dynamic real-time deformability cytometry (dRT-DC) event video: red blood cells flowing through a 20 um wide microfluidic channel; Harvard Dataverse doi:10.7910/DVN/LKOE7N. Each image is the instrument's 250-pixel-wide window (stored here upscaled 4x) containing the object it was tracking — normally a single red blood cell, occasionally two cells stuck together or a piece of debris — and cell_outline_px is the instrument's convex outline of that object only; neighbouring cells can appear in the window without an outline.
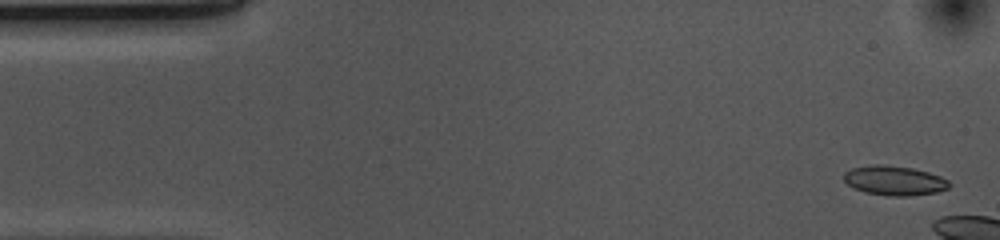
{"species": "common noctule bat (a hibernating species)", "species_latin": "Nyctalus noctula", "temperature_condition": "cold", "stored_images_in_passage": 8, "camera_frame_rate_fps": 3000, "um_per_image_px": 0.085, "animal": {"sex": "female", "body_mass_g": 10.0, "forearm_length_mm": 53.1}, "frame": {"image": 1, "passage_image": 2, "time_ms": 0.333, "image_size_px": [1000, 240], "cell_outline_px": [[952, 184], [948, 188], [936, 192], [908, 196], [888, 196], [864, 192], [848, 184], [844, 180], [844, 172], [852, 168], [872, 164], [880, 164], [912, 168], [928, 172], [940, 176], [948, 180]], "centroid_in_image_um": [76.03, 15.34], "position_along_channel_um": 9.0, "area_um2": 18.09}}